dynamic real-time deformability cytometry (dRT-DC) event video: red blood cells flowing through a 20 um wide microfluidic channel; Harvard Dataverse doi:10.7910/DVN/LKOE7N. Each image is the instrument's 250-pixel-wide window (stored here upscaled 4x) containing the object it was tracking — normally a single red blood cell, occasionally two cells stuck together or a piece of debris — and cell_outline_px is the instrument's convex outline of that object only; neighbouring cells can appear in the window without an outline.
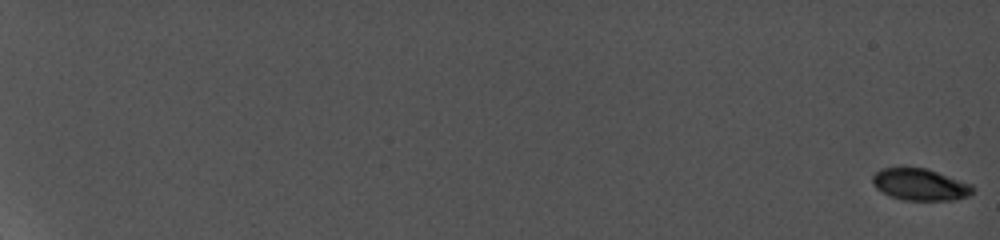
{"species": "common noctule bat (a hibernating species)", "species_latin": "Nyctalus noctula", "temperature_condition": "cold", "stored_images_in_passage": 12, "camera_frame_rate_fps": 5000, "um_per_image_px": 0.085, "animal": {"sex": "female", "body_mass_g": 19.0, "forearm_length_mm": 56.7}, "frame": {"image": 1, "passage_image": 1, "time_ms": 0.0, "image_size_px": [1000, 240], "cell_outline_px": [[976, 188], [968, 196], [956, 200], [904, 200], [892, 196], [876, 188], [872, 180], [872, 176], [880, 168], [928, 168], [972, 184]], "centroid_in_image_um": [78.25, 15.68], "position_along_channel_um": 6.7, "area_um2": 18.55}}
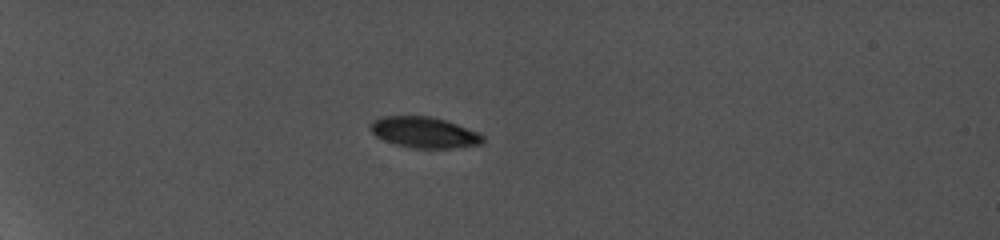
{"frame": {"image": 2, "passage_image": 9, "time_ms": 7.0, "image_size_px": [1000, 240], "cell_outline_px": [[484, 140], [480, 144], [452, 148], [412, 148], [396, 144], [384, 140], [376, 136], [368, 128], [372, 120], [380, 116], [432, 116], [480, 132], [484, 136]], "centroid_in_image_um": [36.04, 11.24], "position_along_channel_um": 49.0, "area_um2": 20.35}}
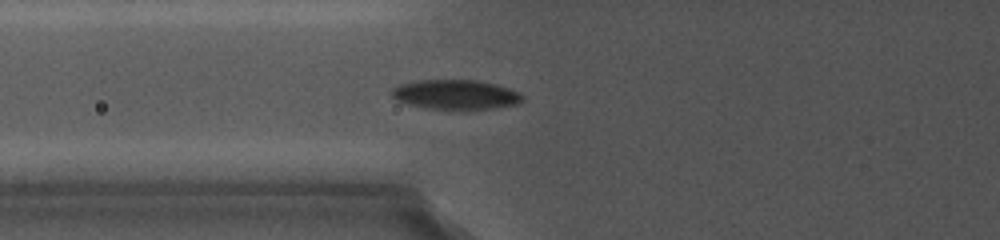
{"frame": {"image": 3, "passage_image": 12, "time_ms": 9.6, "image_size_px": [1000, 240], "cell_outline_px": [[524, 100], [516, 104], [492, 108], [428, 108], [408, 104], [396, 100], [392, 96], [392, 88], [400, 84], [416, 80], [476, 80], [496, 84], [520, 92], [524, 96]], "centroid_in_image_um": [38.73, 8.01], "position_along_channel_um": 87.1, "area_um2": 22.25}}